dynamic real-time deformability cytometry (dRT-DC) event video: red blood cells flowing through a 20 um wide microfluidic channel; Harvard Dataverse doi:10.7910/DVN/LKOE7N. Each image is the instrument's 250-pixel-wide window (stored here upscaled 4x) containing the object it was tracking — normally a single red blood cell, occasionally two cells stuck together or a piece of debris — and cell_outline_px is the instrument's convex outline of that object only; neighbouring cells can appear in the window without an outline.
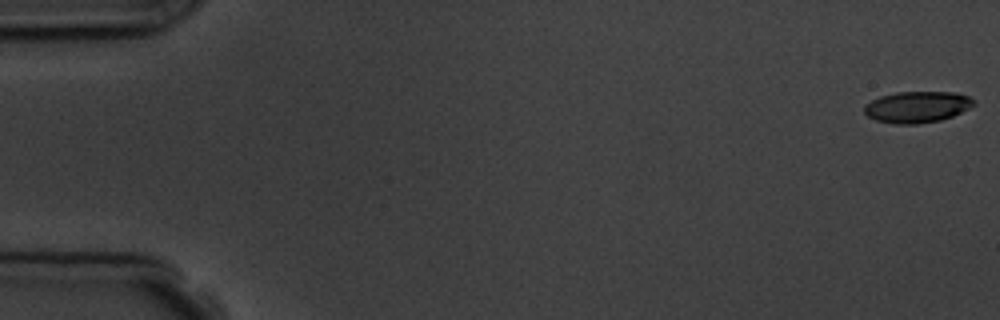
{"species": "common noctule bat (a hibernating species)", "species_latin": "Nyctalus noctula", "temperature_condition": "room temperature", "stored_images_in_passage": 8, "camera_frame_rate_fps": 3000, "um_per_image_px": 0.085, "animal": {"sex": "male", "body_mass_g": 19.5, "forearm_length_mm": 54.6}, "frame": {"image": 1, "passage_image": 1, "time_ms": 0.0, "image_size_px": [1000, 320], "cell_outline_px": [[976, 104], [952, 116], [940, 120], [916, 124], [896, 124], [876, 120], [868, 116], [864, 112], [864, 104], [880, 96], [896, 92], [956, 92], [968, 96], [976, 100]], "centroid_in_image_um": [77.95, 9.08], "position_along_channel_um": 7.0, "area_um2": 20.0}}
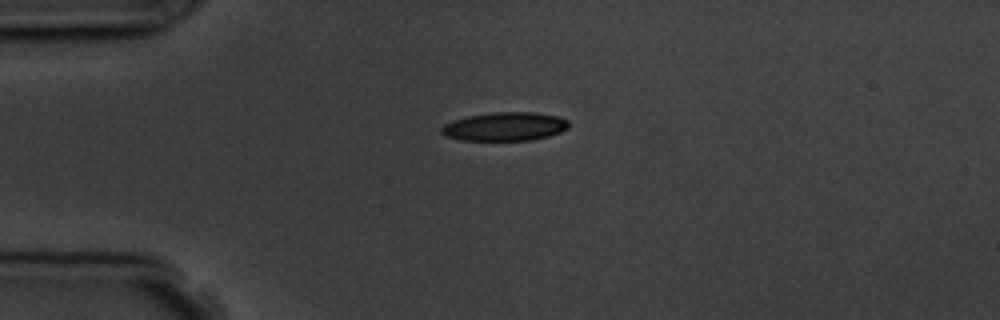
{"frame": {"image": 2, "passage_image": 5, "time_ms": 4.333, "image_size_px": [1000, 320], "cell_outline_px": [[568, 128], [560, 132], [548, 136], [532, 140], [460, 140], [444, 136], [440, 132], [440, 128], [444, 124], [452, 120], [468, 116], [492, 112], [536, 112], [560, 116], [568, 120]], "centroid_in_image_um": [42.9, 10.75], "position_along_channel_um": 42.1, "area_um2": 21.44}}